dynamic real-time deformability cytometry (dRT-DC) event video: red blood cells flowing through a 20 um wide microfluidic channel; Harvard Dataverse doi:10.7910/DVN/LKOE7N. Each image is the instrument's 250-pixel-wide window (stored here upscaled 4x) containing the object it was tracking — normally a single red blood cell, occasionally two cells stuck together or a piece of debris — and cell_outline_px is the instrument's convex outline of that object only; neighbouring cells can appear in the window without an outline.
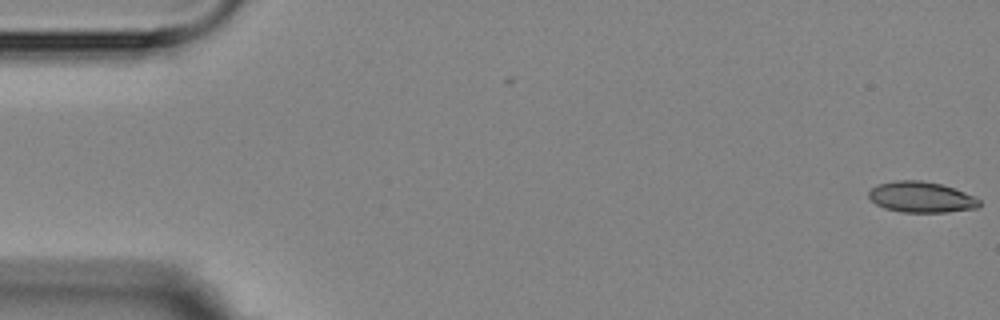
{"species": "Egyptian fruit bat (a non-hibernating species)", "species_latin": "Rousettus aegyptiacus", "temperature_condition": "room temperature", "stored_images_in_passage": 9, "camera_frame_rate_fps": 3000, "um_per_image_px": 0.085, "animal": {"sex": "female"}, "frame": {"image": 1, "passage_image": 1, "time_ms": 0.0, "image_size_px": [1000, 320], "cell_outline_px": [[980, 204], [976, 208], [948, 212], [900, 212], [884, 208], [876, 204], [868, 196], [868, 192], [876, 184], [896, 180], [920, 180], [940, 184], [964, 192], [980, 200]], "centroid_in_image_um": [78.26, 16.75], "position_along_channel_um": 6.7, "area_um2": 19.77}}
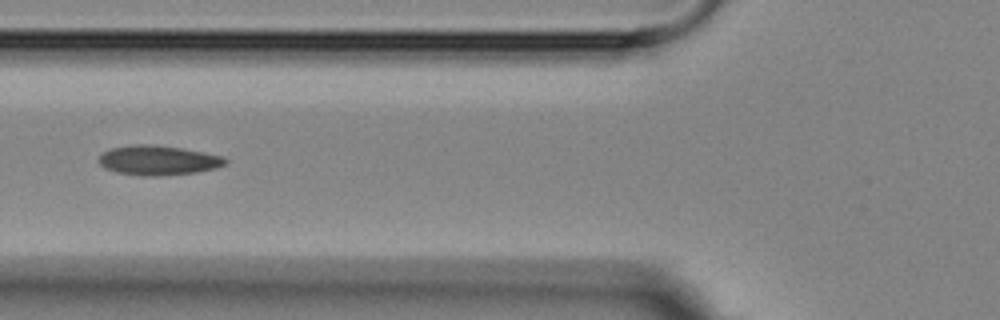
{"frame": {"image": 2, "passage_image": 7, "time_ms": 6.667, "image_size_px": [1000, 320], "cell_outline_px": [[228, 160], [224, 164], [216, 168], [196, 172], [160, 176], [144, 176], [116, 172], [104, 168], [100, 164], [100, 156], [104, 152], [112, 148], [132, 144], [152, 144], [184, 148], [224, 156]], "centroid_in_image_um": [13.47, 13.62], "position_along_channel_um": 112.3, "area_um2": 21.91}}
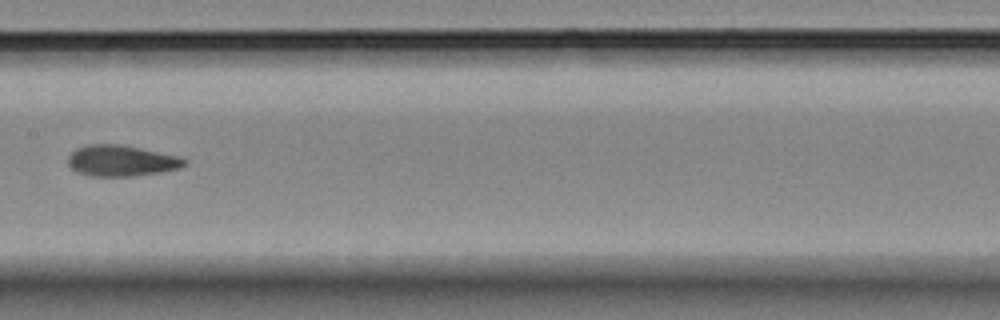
{"frame": {"image": 3, "passage_image": 9, "time_ms": 9.0, "image_size_px": [1000, 320], "cell_outline_px": [[188, 164], [180, 168], [160, 172], [132, 176], [92, 176], [80, 172], [72, 168], [68, 164], [68, 156], [76, 148], [88, 144], [120, 144], [180, 156], [188, 160]], "centroid_in_image_um": [10.35, 13.65], "position_along_channel_um": 197.0, "area_um2": 21.04}}